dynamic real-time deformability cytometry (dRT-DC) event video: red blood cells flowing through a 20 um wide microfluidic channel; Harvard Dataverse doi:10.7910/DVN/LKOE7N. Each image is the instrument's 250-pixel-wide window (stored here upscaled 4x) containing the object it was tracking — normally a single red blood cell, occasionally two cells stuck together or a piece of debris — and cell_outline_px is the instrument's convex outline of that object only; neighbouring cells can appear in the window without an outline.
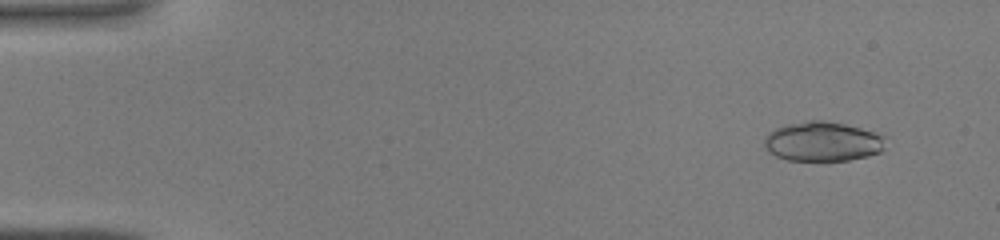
{"species": "common noctule bat (a hibernating species)", "species_latin": "Nyctalus noctula", "temperature_condition": "warm", "stored_images_in_passage": 20, "camera_frame_rate_fps": 3000, "um_per_image_px": 0.085, "animal": {"sex": "male", "body_mass_g": 19.0, "forearm_length_mm": 50.8}, "frame": {"image": 1, "passage_image": 1, "time_ms": 0.0, "image_size_px": [1000, 240], "cell_outline_px": [[888, 136], [884, 148], [880, 152], [868, 156], [828, 164], [788, 160], [776, 156], [768, 152], [764, 144], [764, 140], [768, 132], [776, 128], [788, 124], [808, 120], [824, 120], [844, 124], [860, 128]], "centroid_in_image_um": [69.95, 12.07], "position_along_channel_um": 15.1, "area_um2": 28.96}}